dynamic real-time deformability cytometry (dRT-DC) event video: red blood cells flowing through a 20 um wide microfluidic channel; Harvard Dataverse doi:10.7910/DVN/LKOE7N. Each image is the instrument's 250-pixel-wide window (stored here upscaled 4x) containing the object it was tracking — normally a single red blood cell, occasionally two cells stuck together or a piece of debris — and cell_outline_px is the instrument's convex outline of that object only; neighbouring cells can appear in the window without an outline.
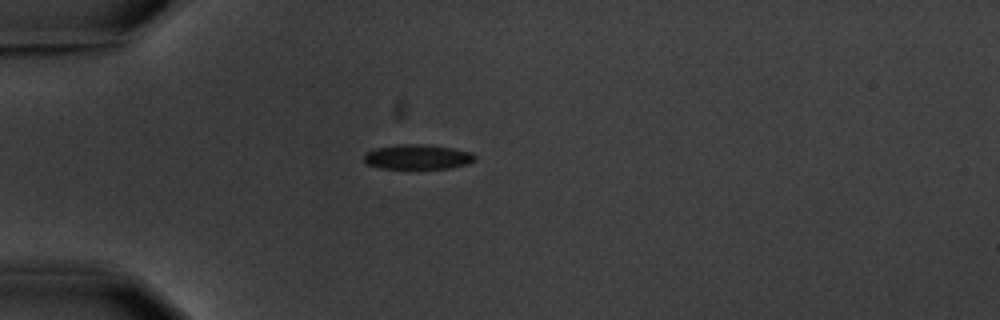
{"species": "common noctule bat (a hibernating species)", "species_latin": "Nyctalus noctula", "temperature_condition": "warm", "stored_images_in_passage": 1, "camera_frame_rate_fps": 3000, "um_per_image_px": 0.085, "animal": {"sex": "male", "body_mass_g": 20.1, "forearm_length_mm": 53.5}, "frame": {"image": 1, "passage_image": 1, "time_ms": 0.0, "image_size_px": [1000, 320], "cell_outline_px": [[476, 160], [468, 164], [452, 168], [380, 168], [364, 164], [364, 156], [368, 152], [376, 148], [396, 144], [428, 144], [452, 148], [472, 152], [476, 156]], "centroid_in_image_um": [35.52, 13.33], "position_along_channel_um": 49.5, "area_um2": 16.18}}